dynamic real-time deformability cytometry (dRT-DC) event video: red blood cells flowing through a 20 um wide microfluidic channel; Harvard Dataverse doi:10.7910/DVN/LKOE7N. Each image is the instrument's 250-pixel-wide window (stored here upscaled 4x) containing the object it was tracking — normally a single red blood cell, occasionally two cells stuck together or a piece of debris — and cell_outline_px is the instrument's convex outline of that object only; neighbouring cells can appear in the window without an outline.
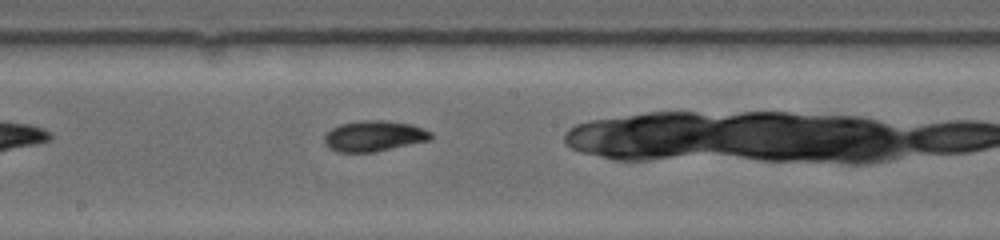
{"species": "common noctule bat (a hibernating species)", "species_latin": "Nyctalus noctula", "temperature_condition": "warm", "stored_images_in_passage": 47, "camera_frame_rate_fps": 5000, "um_per_image_px": 0.085, "animal": {"sex": "female", "body_mass_g": 19.0, "forearm_length_mm": 53.3}, "frame": {"image": 1, "passage_image": 14, "time_ms": 4.0, "image_size_px": [1000, 240], "cell_outline_px": [[432, 136], [428, 140], [372, 152], [340, 152], [332, 148], [324, 140], [324, 136], [332, 128], [340, 124], [360, 120], [384, 120], [412, 124], [432, 132]], "centroid_in_image_um": [31.8, 11.54], "position_along_channel_um": 216.4, "area_um2": 18.67}}